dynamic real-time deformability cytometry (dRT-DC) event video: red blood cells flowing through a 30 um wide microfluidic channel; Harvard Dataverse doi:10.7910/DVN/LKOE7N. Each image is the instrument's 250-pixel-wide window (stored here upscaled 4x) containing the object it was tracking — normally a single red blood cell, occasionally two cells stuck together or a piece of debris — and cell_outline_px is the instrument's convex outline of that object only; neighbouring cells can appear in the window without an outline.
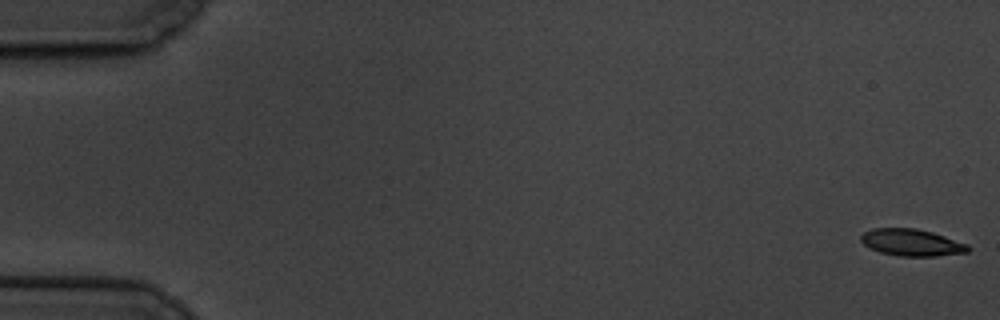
{"species": "common noctule bat (a hibernating species)", "species_latin": "Nyctalus noctula", "temperature_condition": "cold", "stored_images_in_passage": 7, "camera_frame_rate_fps": 3000, "um_per_image_px": 0.085, "animal": {"sex": "male", "body_mass_g": 19.5, "forearm_length_mm": 54.6}, "frame": {"image": 1, "passage_image": 1, "time_ms": 0.0, "image_size_px": [1000, 320], "cell_outline_px": [[972, 248], [968, 252], [936, 256], [900, 256], [880, 252], [868, 248], [860, 240], [860, 236], [864, 232], [872, 228], [916, 228], [932, 232], [968, 244]], "centroid_in_image_um": [77.48, 20.61], "position_along_channel_um": 7.5, "area_um2": 16.88}}
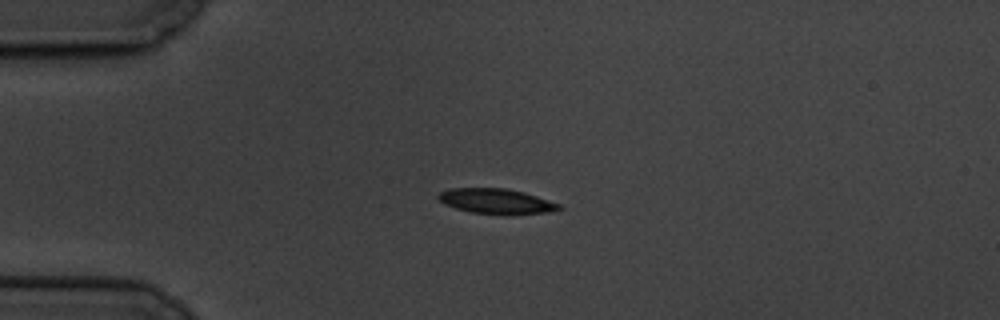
{"frame": {"image": 2, "passage_image": 5, "time_ms": 4.667, "image_size_px": [1000, 320], "cell_outline_px": [[564, 208], [544, 212], [508, 216], [472, 212], [456, 208], [444, 204], [436, 196], [440, 192], [448, 188], [508, 188], [524, 192], [560, 204]], "centroid_in_image_um": [42.17, 17.11], "position_along_channel_um": 42.8, "area_um2": 17.86}}
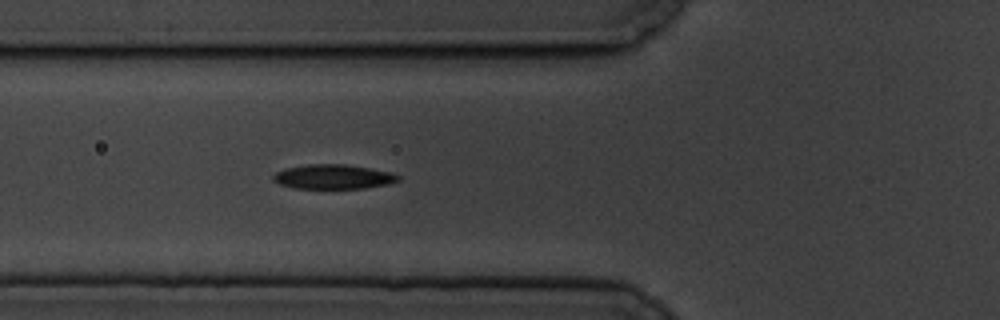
{"frame": {"image": 3, "passage_image": 7, "time_ms": 7.0, "image_size_px": [1000, 320], "cell_outline_px": [[400, 180], [388, 184], [364, 188], [292, 188], [280, 184], [272, 180], [272, 176], [276, 172], [284, 168], [308, 164], [344, 164], [392, 172], [400, 176]], "centroid_in_image_um": [28.31, 15.02], "position_along_channel_um": 97.5, "area_um2": 17.86}}